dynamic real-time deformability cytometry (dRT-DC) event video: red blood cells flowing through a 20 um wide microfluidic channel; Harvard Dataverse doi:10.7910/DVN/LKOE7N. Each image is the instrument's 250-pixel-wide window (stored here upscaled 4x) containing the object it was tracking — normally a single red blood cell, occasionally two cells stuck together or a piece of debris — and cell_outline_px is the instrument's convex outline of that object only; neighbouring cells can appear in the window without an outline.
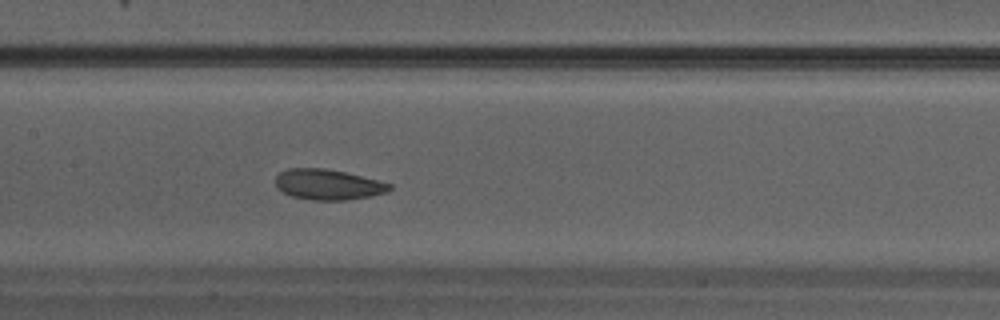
{"species": "Egyptian fruit bat (a non-hibernating species)", "species_latin": "Rousettus aegyptiacus", "temperature_condition": "warm", "stored_images_in_passage": 32, "camera_frame_rate_fps": 3000, "um_per_image_px": 0.085, "animal": {"sex": "male"}, "frame": {"image": 1, "passage_image": 14, "time_ms": 4.333, "image_size_px": [1000, 320], "cell_outline_px": [[392, 188], [388, 192], [372, 196], [344, 200], [312, 200], [292, 196], [276, 188], [276, 176], [280, 172], [288, 168], [324, 168], [344, 172], [392, 184]], "centroid_in_image_um": [27.87, 15.69], "position_along_channel_um": 179.5, "area_um2": 20.17}}